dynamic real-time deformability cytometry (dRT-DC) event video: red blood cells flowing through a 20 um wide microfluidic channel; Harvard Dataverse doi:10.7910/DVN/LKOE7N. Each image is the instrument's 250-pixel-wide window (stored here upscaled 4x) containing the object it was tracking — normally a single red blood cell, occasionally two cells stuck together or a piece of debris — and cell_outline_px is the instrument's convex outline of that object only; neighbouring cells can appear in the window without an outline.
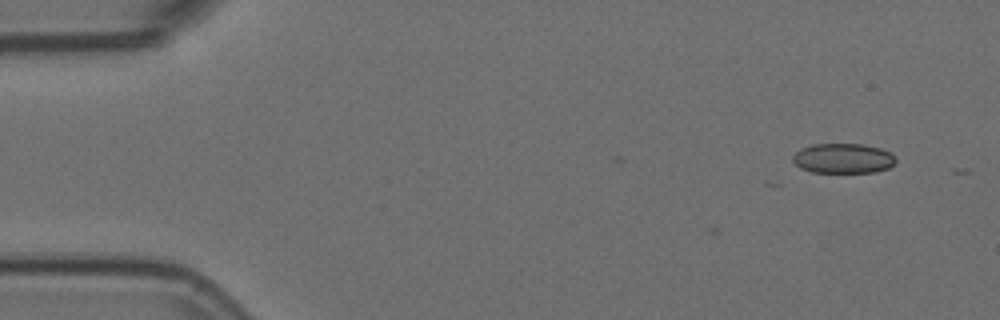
{"species": "Egyptian fruit bat (a non-hibernating species)", "species_latin": "Rousettus aegyptiacus", "temperature_condition": "room temperature", "stored_images_in_passage": 2, "camera_frame_rate_fps": 3000, "um_per_image_px": 0.085, "animal": {"sex": "female"}, "frame": {"image": 1, "passage_image": 1, "time_ms": 0.0, "image_size_px": [1000, 320], "cell_outline_px": [[896, 160], [888, 168], [876, 172], [812, 172], [800, 168], [792, 160], [792, 156], [800, 148], [812, 144], [864, 144], [880, 148], [892, 152]], "centroid_in_image_um": [71.66, 13.45], "position_along_channel_um": 13.3, "area_um2": 18.03}}